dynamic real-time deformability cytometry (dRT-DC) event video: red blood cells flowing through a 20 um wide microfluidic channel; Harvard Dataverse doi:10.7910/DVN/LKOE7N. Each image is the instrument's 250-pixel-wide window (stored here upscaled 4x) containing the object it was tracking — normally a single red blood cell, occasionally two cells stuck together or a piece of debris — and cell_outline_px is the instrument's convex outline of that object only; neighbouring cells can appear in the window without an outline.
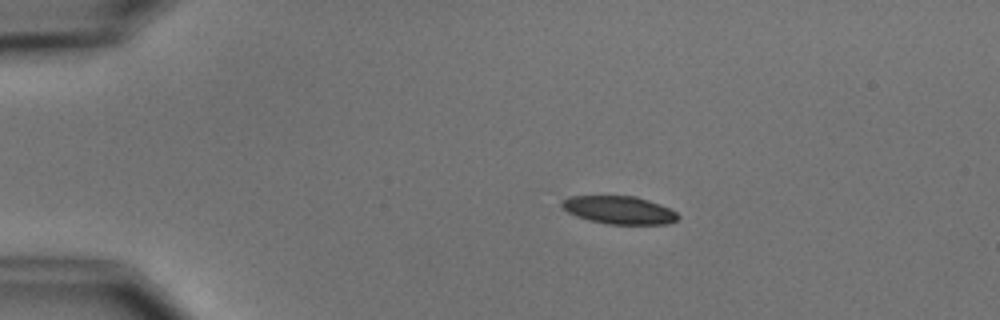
{"species": "common noctule bat (a hibernating species)", "species_latin": "Nyctalus noctula", "temperature_condition": "cold", "stored_images_in_passage": 9, "camera_frame_rate_fps": 3000, "um_per_image_px": 0.085, "animal": {"sex": "male", "body_mass_g": 15.6}, "frame": {"image": 1, "passage_image": 3, "time_ms": 2.333, "image_size_px": [1000, 320], "cell_outline_px": [[680, 216], [676, 220], [668, 224], [608, 224], [588, 220], [576, 216], [568, 212], [560, 204], [560, 200], [568, 196], [636, 196], [660, 204], [676, 212]], "centroid_in_image_um": [52.6, 17.85], "position_along_channel_um": 32.4, "area_um2": 18.96}}
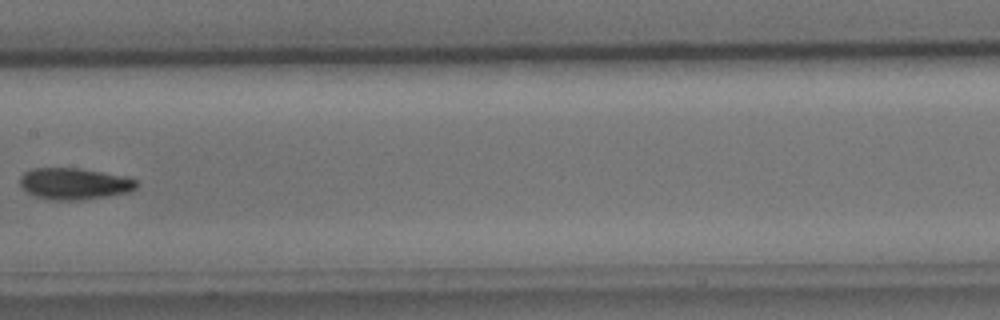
{"frame": {"image": 2, "passage_image": 8, "time_ms": 8.333, "image_size_px": [1000, 320], "cell_outline_px": [[136, 188], [128, 192], [108, 196], [80, 200], [52, 200], [36, 196], [28, 192], [20, 184], [20, 176], [24, 172], [32, 168], [80, 168], [128, 176], [136, 180]], "centroid_in_image_um": [6.33, 15.6], "position_along_channel_um": 201.1, "area_um2": 21.44}}
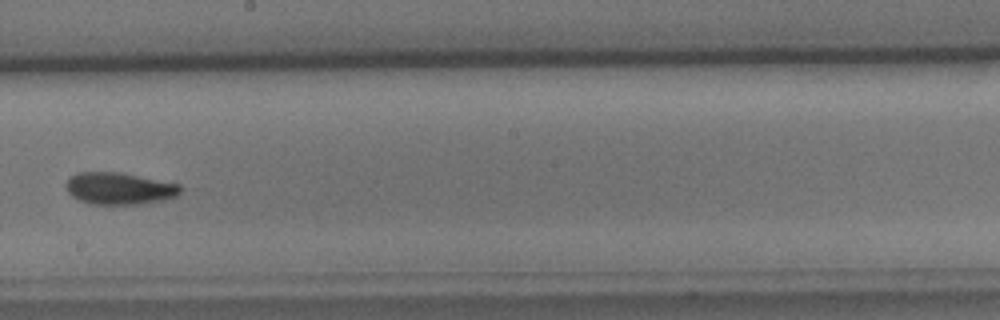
{"frame": {"image": 3, "passage_image": 9, "time_ms": 9.333, "image_size_px": [1000, 320], "cell_outline_px": [[180, 192], [176, 196], [164, 200], [140, 204], [92, 204], [80, 200], [72, 196], [68, 192], [64, 184], [76, 172], [120, 172], [180, 184]], "centroid_in_image_um": [10.13, 16.01], "position_along_channel_um": 238.1, "area_um2": 21.27}}